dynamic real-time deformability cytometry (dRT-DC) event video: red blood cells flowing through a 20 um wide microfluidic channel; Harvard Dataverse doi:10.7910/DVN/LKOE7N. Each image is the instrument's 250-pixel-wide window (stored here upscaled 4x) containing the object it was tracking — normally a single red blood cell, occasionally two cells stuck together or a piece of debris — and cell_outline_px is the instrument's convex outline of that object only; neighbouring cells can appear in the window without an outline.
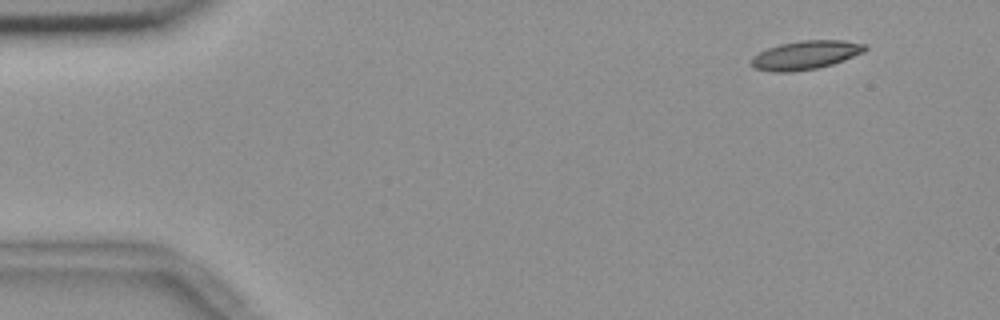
{"species": "common noctule bat (a hibernating species)", "species_latin": "Nyctalus noctula", "temperature_condition": "room temperature", "stored_images_in_passage": 51, "camera_frame_rate_fps": 3000, "um_per_image_px": 0.085, "animal": {"sex": "female", "body_mass_g": 18.4}, "frame": {"image": 1, "passage_image": 1, "time_ms": 0.0, "image_size_px": [1000, 320], "cell_outline_px": [[868, 48], [864, 52], [844, 60], [832, 64], [816, 68], [792, 72], [772, 72], [752, 68], [748, 64], [752, 56], [768, 48], [780, 44], [800, 40], [844, 40], [868, 44]], "centroid_in_image_um": [68.45, 4.68], "position_along_channel_um": 16.5, "area_um2": 19.31}}
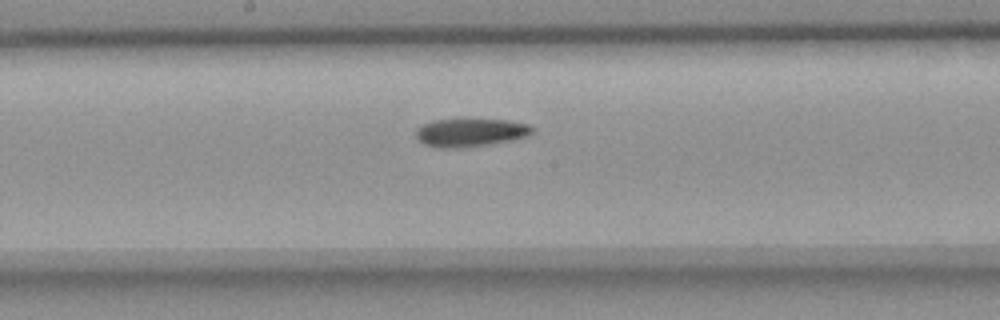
{"frame": {"image": 2, "passage_image": 25, "time_ms": 8.0, "image_size_px": [1000, 320], "cell_outline_px": [[536, 128], [528, 136], [512, 140], [488, 144], [456, 148], [440, 148], [424, 144], [416, 136], [416, 128], [432, 120], [508, 120], [528, 124]], "centroid_in_image_um": [40.01, 11.27], "position_along_channel_um": 208.2, "area_um2": 18.9}}
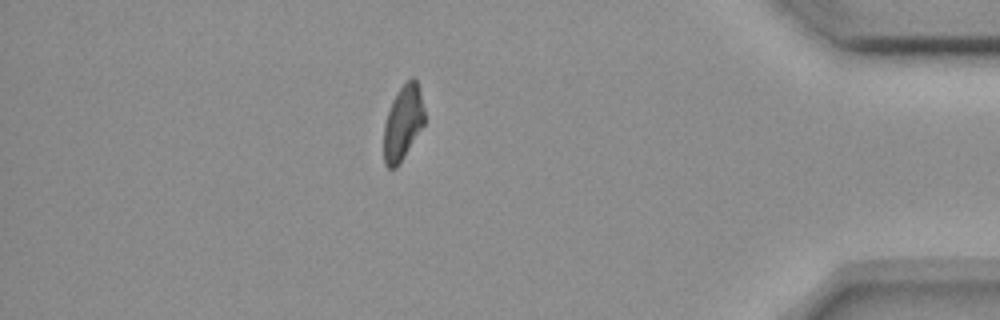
{"frame": {"image": 3, "passage_image": 44, "time_ms": 14.333, "image_size_px": [1000, 320], "cell_outline_px": [[424, 124], [404, 156], [396, 168], [388, 168], [384, 164], [384, 124], [392, 100], [400, 88], [412, 76], [416, 80], [420, 92], [424, 108]], "centroid_in_image_um": [34.24, 10.44], "position_along_channel_um": 401.0, "area_um2": 17.46}}